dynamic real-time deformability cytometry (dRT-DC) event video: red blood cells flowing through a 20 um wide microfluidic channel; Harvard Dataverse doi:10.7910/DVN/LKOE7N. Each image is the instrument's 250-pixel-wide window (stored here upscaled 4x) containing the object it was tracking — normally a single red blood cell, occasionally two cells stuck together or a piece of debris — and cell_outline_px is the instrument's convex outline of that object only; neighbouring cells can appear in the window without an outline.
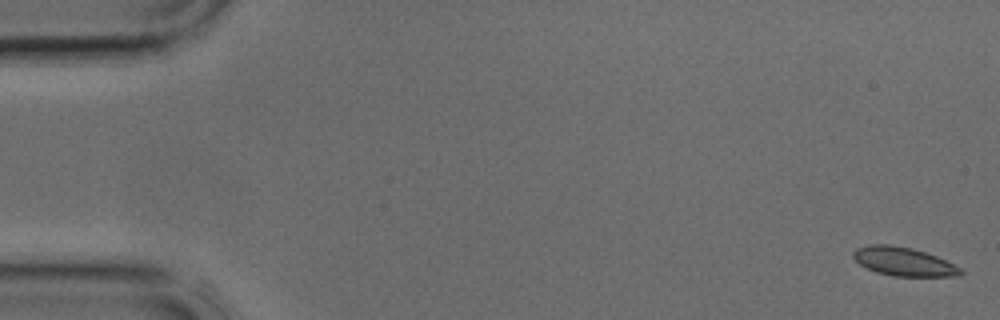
{"species": "common noctule bat (a hibernating species)", "species_latin": "Nyctalus noctula", "temperature_condition": "cold", "stored_images_in_passage": 12, "camera_frame_rate_fps": 3000, "um_per_image_px": 0.085, "animal": {"sex": "male", "body_mass_g": 17.9, "forearm_length_mm": 54.2}, "frame": {"image": 1, "passage_image": 1, "time_ms": 0.0, "image_size_px": [1000, 320], "cell_outline_px": [[964, 272], [960, 276], [892, 276], [876, 272], [860, 264], [852, 256], [852, 252], [856, 248], [868, 244], [888, 244], [912, 248], [936, 256], [960, 268]], "centroid_in_image_um": [76.77, 22.23], "position_along_channel_um": 8.2, "area_um2": 17.8}}
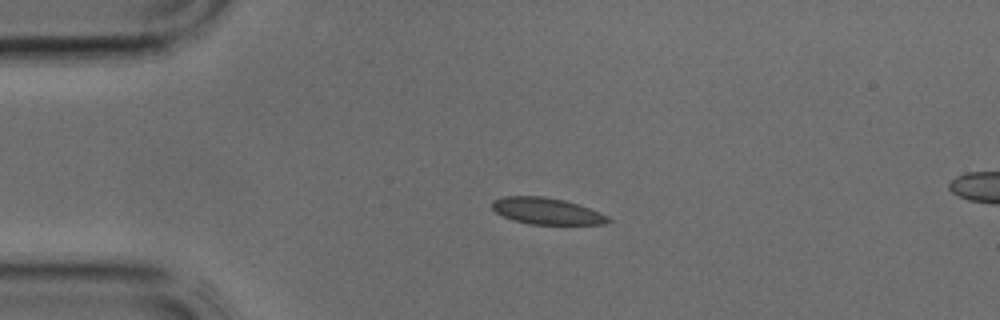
{"frame": {"image": 2, "passage_image": 9, "time_ms": 2.667, "image_size_px": [1000, 320], "cell_outline_px": [[612, 220], [604, 224], [528, 224], [512, 220], [496, 212], [492, 208], [492, 200], [504, 196], [544, 196], [564, 200], [600, 212], [608, 216]], "centroid_in_image_um": [46.44, 17.94], "position_along_channel_um": 38.6, "area_um2": 17.86}}